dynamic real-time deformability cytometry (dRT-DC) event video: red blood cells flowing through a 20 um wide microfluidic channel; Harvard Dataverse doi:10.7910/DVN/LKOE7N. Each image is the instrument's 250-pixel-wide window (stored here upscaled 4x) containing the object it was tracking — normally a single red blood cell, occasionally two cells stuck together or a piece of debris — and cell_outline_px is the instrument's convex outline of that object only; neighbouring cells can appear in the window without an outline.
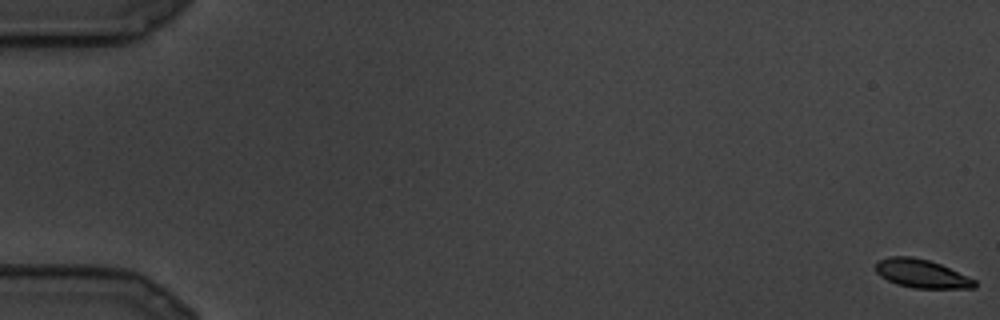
{"species": "common noctule bat (a hibernating species)", "species_latin": "Nyctalus noctula", "temperature_condition": "cold", "stored_images_in_passage": 9, "camera_frame_rate_fps": 3000, "um_per_image_px": 0.085, "animal": {"sex": "male", "body_mass_g": 19.5, "forearm_length_mm": 54.6}, "frame": {"image": 1, "passage_image": 1, "time_ms": 0.0, "image_size_px": [1000, 320], "cell_outline_px": [[976, 288], [912, 288], [896, 284], [880, 276], [876, 272], [876, 264], [880, 260], [892, 256], [912, 256], [928, 260], [940, 264], [976, 280]], "centroid_in_image_um": [78.33, 23.26], "position_along_channel_um": 6.7, "area_um2": 16.3}}